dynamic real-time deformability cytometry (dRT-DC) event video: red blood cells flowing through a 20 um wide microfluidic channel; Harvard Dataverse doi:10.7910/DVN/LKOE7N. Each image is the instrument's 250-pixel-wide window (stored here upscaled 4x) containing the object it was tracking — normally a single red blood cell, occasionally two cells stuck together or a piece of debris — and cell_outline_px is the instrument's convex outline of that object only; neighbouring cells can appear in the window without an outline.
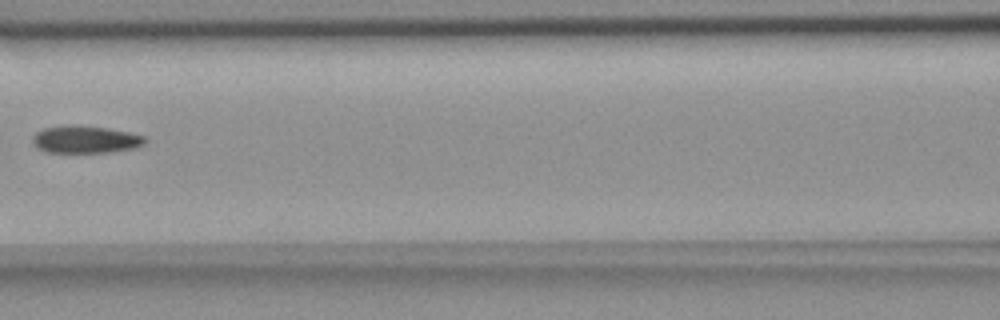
{"species": "common noctule bat (a hibernating species)", "species_latin": "Nyctalus noctula", "temperature_condition": "room temperature", "stored_images_in_passage": 5, "camera_frame_rate_fps": 3000, "um_per_image_px": 0.085, "animal": {"sex": "female", "body_mass_g": 18.4}, "frame": {"image": 1, "passage_image": 4, "time_ms": 3.333, "image_size_px": [1000, 320], "cell_outline_px": [[144, 144], [132, 148], [108, 152], [48, 152], [36, 148], [32, 140], [32, 136], [36, 132], [44, 128], [64, 124], [80, 124], [108, 128], [128, 132], [144, 136]], "centroid_in_image_um": [7.19, 11.83], "position_along_channel_um": 159.4, "area_um2": 18.03}}
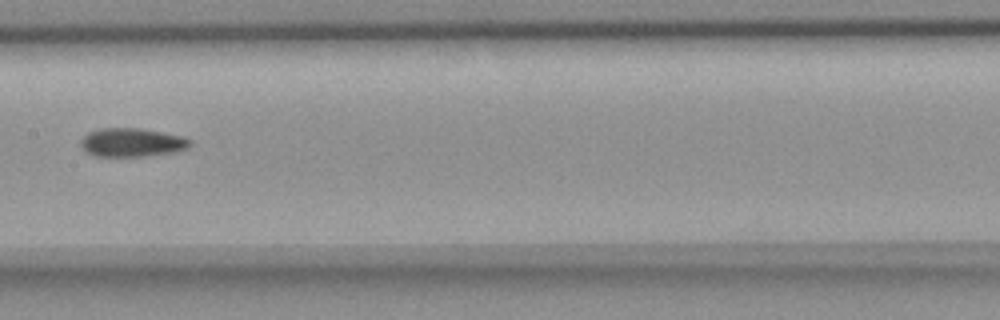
{"frame": {"image": 2, "passage_image": 5, "time_ms": 4.333, "image_size_px": [1000, 320], "cell_outline_px": [[192, 140], [184, 148], [168, 152], [140, 156], [96, 156], [88, 152], [80, 144], [80, 140], [88, 132], [100, 128], [140, 128], [180, 136]], "centroid_in_image_um": [11.12, 12.09], "position_along_channel_um": 196.3, "area_um2": 17.63}}